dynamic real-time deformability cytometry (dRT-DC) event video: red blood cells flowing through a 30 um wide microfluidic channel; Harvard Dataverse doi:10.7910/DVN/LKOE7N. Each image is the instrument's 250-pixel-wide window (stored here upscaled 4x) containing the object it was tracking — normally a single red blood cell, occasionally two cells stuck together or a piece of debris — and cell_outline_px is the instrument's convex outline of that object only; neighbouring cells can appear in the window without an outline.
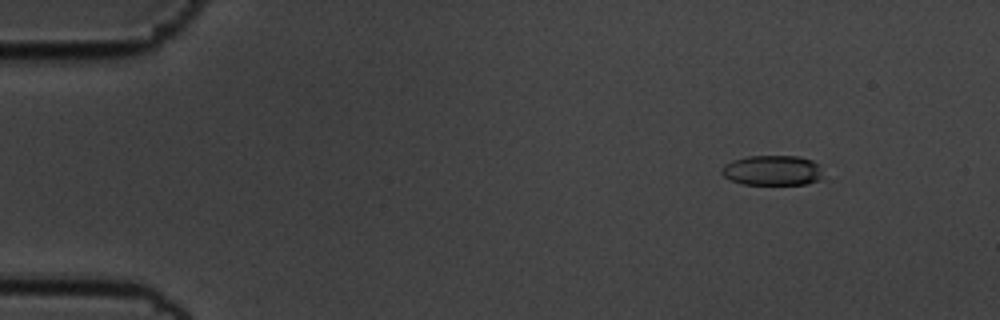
{"species": "common noctule bat (a hibernating species)", "species_latin": "Nyctalus noctula", "temperature_condition": "cold", "stored_images_in_passage": 57, "camera_frame_rate_fps": 3000, "um_per_image_px": 0.085, "animal": {"sex": "male", "body_mass_g": 19.5, "forearm_length_mm": 54.6}, "frame": {"image": 1, "passage_image": 7, "time_ms": 2.0, "image_size_px": [1000, 320], "cell_outline_px": [[820, 180], [804, 184], [744, 184], [732, 180], [724, 176], [720, 172], [720, 168], [724, 164], [732, 160], [748, 156], [796, 156], [812, 160], [820, 164]], "centroid_in_image_um": [65.62, 14.47], "position_along_channel_um": 19.4, "area_um2": 17.74}}
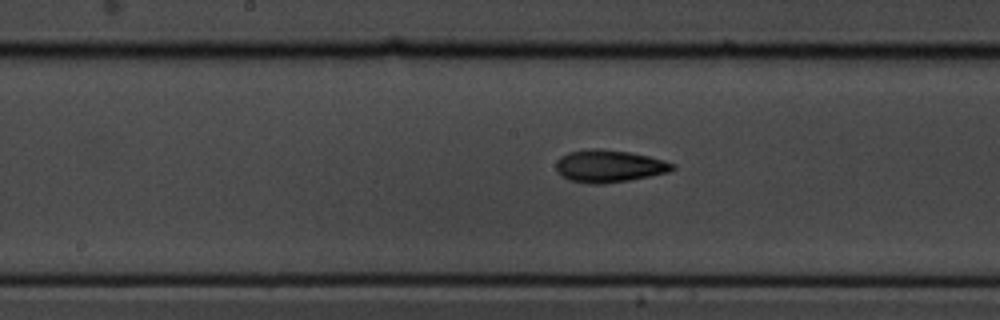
{"frame": {"image": 2, "passage_image": 30, "time_ms": 9.667, "image_size_px": [1000, 320], "cell_outline_px": [[676, 168], [668, 172], [628, 180], [604, 184], [588, 184], [568, 180], [556, 172], [556, 160], [560, 156], [568, 152], [588, 148], [600, 148], [628, 152], [648, 156], [676, 164]], "centroid_in_image_um": [51.71, 14.12], "position_along_channel_um": 196.5, "area_um2": 22.14}}
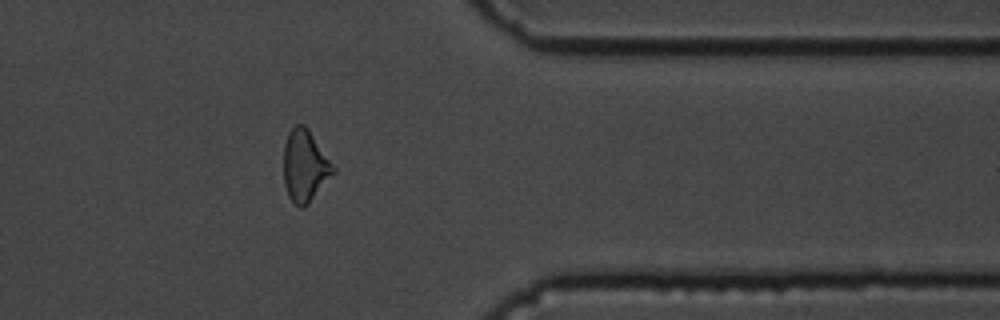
{"frame": {"image": 3, "passage_image": 47, "time_ms": 15.333, "image_size_px": [1000, 320], "cell_outline_px": [[336, 172], [308, 204], [304, 208], [300, 208], [288, 196], [284, 184], [284, 144], [288, 132], [296, 124], [304, 124], [336, 168]], "centroid_in_image_um": [25.92, 14.12], "position_along_channel_um": 385.5, "area_um2": 20.69}, "authors_computed_cell_mechanics": {"area_um2": 20.1144, "velocity_mm_per_s": 3.5548, "shape_relaxation_time_tau1_ms": 3.0792, "shape_relaxation_time_tau2_ms": 2.9211, "deformation_change_tau1": 0.155, "deformation_change_tau2": 0.1099}}